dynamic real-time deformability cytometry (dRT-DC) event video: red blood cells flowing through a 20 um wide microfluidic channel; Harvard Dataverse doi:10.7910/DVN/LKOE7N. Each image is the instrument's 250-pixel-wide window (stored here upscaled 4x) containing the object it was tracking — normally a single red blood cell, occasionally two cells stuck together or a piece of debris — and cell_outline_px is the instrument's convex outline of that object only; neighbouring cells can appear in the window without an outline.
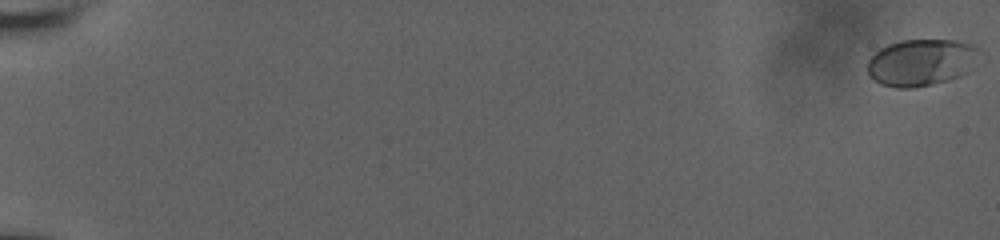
{"species": "human", "species_latin": "Homo sapiens", "temperature_condition": "room temperature", "stored_images_in_passage": 60, "camera_frame_rate_fps": 3000, "um_per_image_px": 0.085, "donor": {"sex": "male"}, "frame": {"image": 1, "passage_image": 1, "time_ms": 0.0, "image_size_px": [1000, 240], "cell_outline_px": [[980, 52], [964, 72], [960, 76], [948, 80], [932, 84], [912, 88], [896, 88], [880, 84], [868, 76], [868, 60], [880, 48], [888, 44], [900, 40], [956, 40], [972, 44], [980, 48]], "centroid_in_image_um": [78.25, 5.3], "position_along_channel_um": 6.8, "area_um2": 30.35}}
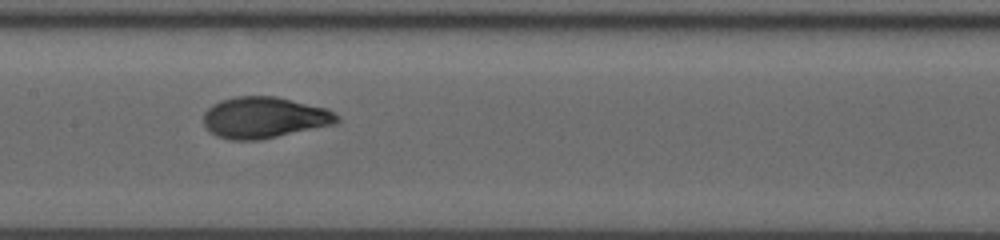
{"frame": {"image": 2, "passage_image": 34, "time_ms": 11.0, "image_size_px": [1000, 240], "cell_outline_px": [[340, 120], [336, 124], [260, 140], [232, 140], [216, 136], [208, 132], [204, 124], [204, 112], [212, 104], [220, 100], [236, 96], [276, 96], [328, 108], [340, 116]], "centroid_in_image_um": [22.47, 9.99], "position_along_channel_um": 184.9, "area_um2": 32.48}}
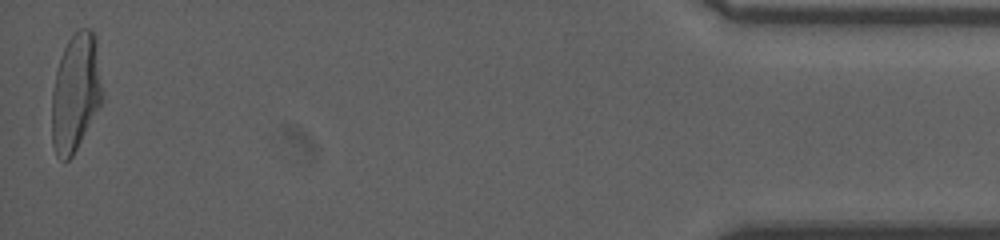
{"frame": {"image": 3, "passage_image": 60, "time_ms": 19.667, "image_size_px": [1000, 240], "cell_outline_px": [[104, 100], [72, 156], [68, 160], [64, 160], [56, 156], [52, 144], [52, 92], [56, 72], [64, 48], [68, 40], [80, 28], [88, 28], [96, 36], [104, 96]], "centroid_in_image_um": [6.45, 7.87], "position_along_channel_um": 428.7, "area_um2": 34.91}, "authors_computed_cell_mechanics": {"area_um2": 31.7033, "velocity_mm_per_s": 3.7334, "shape_relaxation_time_tau1_ms": 4.6317, "shape_relaxation_time_tau2_ms": null, "deformation_change_tau1": 0.1848, "deformation_change_tau2": null}}